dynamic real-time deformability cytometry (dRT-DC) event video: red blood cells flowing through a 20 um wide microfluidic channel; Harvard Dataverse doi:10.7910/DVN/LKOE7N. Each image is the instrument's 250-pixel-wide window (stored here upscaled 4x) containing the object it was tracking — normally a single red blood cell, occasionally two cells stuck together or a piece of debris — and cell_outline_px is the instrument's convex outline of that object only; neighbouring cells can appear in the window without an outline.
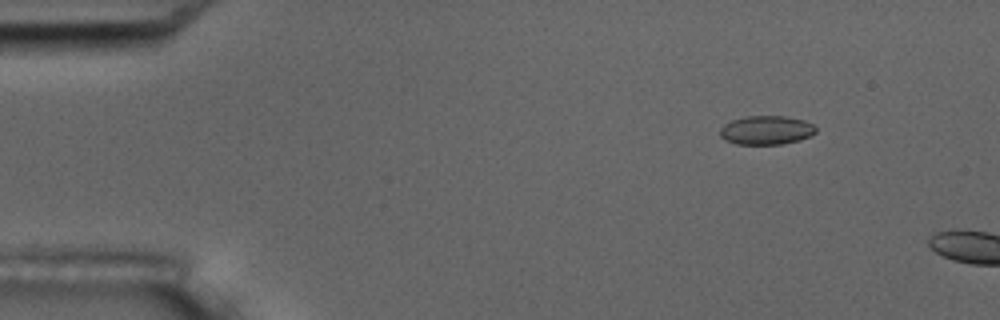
{"species": "common noctule bat (a hibernating species)", "species_latin": "Nyctalus noctula", "temperature_condition": "room temperature", "stored_images_in_passage": 2, "camera_frame_rate_fps": 3000, "um_per_image_px": 0.085, "animal": {"sex": "male", "body_mass_g": 17.5, "forearm_length_mm": 52.3}, "frame": {"image": 1, "passage_image": 1, "time_ms": 0.0, "image_size_px": [1000, 320], "cell_outline_px": [[816, 132], [800, 140], [780, 144], [736, 144], [724, 140], [720, 136], [720, 128], [724, 124], [732, 120], [744, 116], [784, 116], [804, 120], [812, 124], [816, 128]], "centroid_in_image_um": [65.1, 11.06], "position_along_channel_um": 19.9, "area_um2": 16.13}}